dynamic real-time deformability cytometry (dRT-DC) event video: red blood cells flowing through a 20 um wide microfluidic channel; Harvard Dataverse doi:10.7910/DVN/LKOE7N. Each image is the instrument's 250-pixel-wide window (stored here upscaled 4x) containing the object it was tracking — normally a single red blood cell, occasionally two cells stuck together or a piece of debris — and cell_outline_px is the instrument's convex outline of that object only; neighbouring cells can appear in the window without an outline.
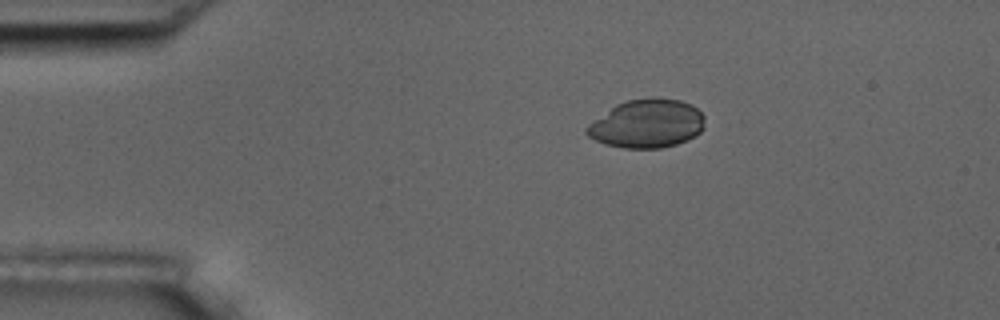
{"species": "common noctule bat (a hibernating species)", "species_latin": "Nyctalus noctula", "temperature_condition": "room temperature", "stored_images_in_passage": 5, "camera_frame_rate_fps": 3000, "um_per_image_px": 0.085, "animal": {"sex": "male", "body_mass_g": 17.5, "forearm_length_mm": 52.3}, "frame": {"image": 1, "passage_image": 5, "time_ms": 1.333, "image_size_px": [1000, 320], "cell_outline_px": [[704, 128], [700, 132], [688, 140], [676, 144], [660, 148], [624, 148], [604, 144], [588, 136], [584, 132], [584, 128], [588, 124], [616, 104], [628, 100], [652, 96], [680, 100], [692, 104], [704, 116]], "centroid_in_image_um": [54.99, 10.5], "position_along_channel_um": 30.0, "area_um2": 33.64}}